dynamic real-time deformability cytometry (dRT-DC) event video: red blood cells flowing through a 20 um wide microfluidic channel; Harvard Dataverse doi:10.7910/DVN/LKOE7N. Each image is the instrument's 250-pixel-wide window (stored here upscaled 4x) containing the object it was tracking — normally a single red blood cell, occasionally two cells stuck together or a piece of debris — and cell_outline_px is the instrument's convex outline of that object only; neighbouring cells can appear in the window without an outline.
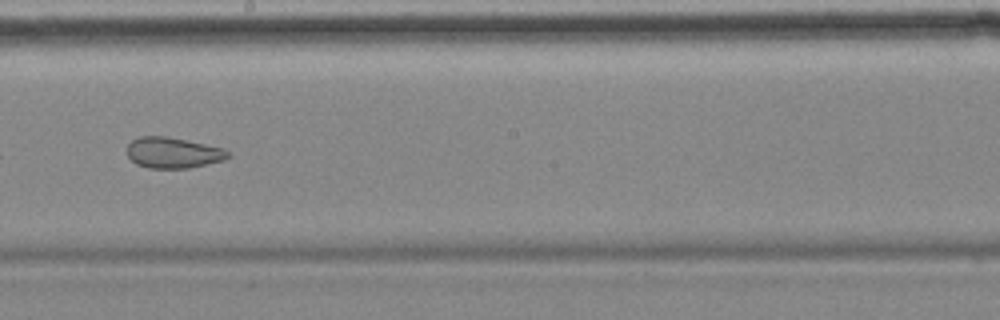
{"species": "common noctule bat (a hibernating species)", "species_latin": "Nyctalus noctula", "temperature_condition": "cold", "stored_images_in_passage": 10, "camera_frame_rate_fps": 3000, "um_per_image_px": 0.085, "animal": {"sex": "female", "body_mass_g": 18.4}, "frame": {"image": 1, "passage_image": 9, "time_ms": 9.667, "image_size_px": [1000, 320], "cell_outline_px": [[232, 156], [224, 160], [188, 168], [148, 168], [136, 164], [128, 156], [128, 144], [132, 140], [140, 136], [168, 136], [224, 148]], "centroid_in_image_um": [14.72, 12.98], "position_along_channel_um": 233.5, "area_um2": 18.15}}